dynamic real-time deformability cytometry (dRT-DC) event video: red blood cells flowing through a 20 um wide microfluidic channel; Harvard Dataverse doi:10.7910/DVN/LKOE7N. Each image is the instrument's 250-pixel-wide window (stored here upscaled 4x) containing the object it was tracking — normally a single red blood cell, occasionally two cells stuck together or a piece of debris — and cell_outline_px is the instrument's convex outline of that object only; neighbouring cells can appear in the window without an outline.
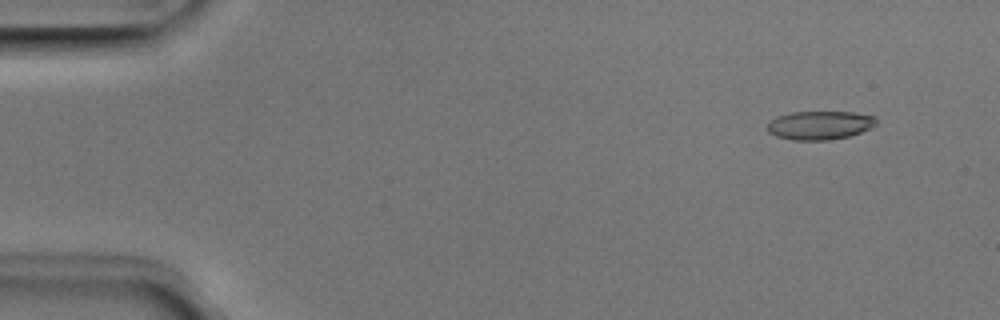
{"species": "Egyptian fruit bat (a non-hibernating species)", "species_latin": "Rousettus aegyptiacus", "temperature_condition": "room temperature", "stored_images_in_passage": 5, "camera_frame_rate_fps": 3000, "um_per_image_px": 0.085, "animal": {"sex": "male"}, "frame": {"image": 1, "passage_image": 2, "time_ms": 0.333, "image_size_px": [1000, 320], "cell_outline_px": [[876, 124], [872, 128], [848, 136], [828, 140], [792, 140], [776, 136], [768, 132], [768, 124], [776, 116], [792, 112], [852, 112], [876, 116]], "centroid_in_image_um": [69.69, 10.64], "position_along_channel_um": 15.3, "area_um2": 18.15}}
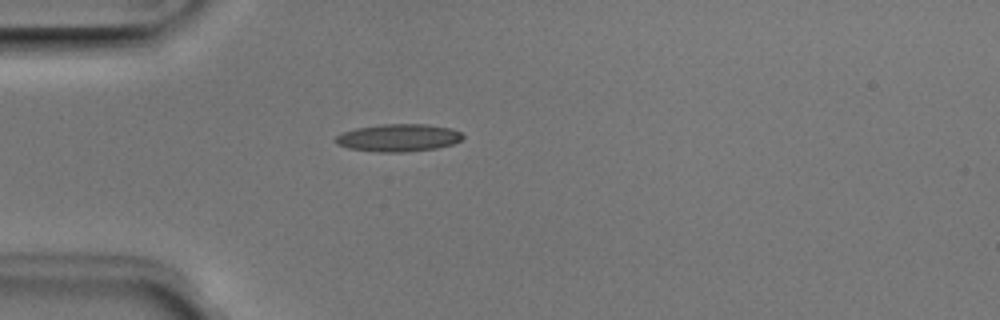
{"frame": {"image": 2, "passage_image": 5, "time_ms": 1.333, "image_size_px": [1000, 320], "cell_outline_px": [[464, 136], [460, 140], [452, 144], [436, 148], [404, 152], [380, 152], [348, 148], [336, 144], [332, 140], [336, 136], [344, 132], [356, 128], [380, 124], [428, 124], [452, 128], [460, 132]], "centroid_in_image_um": [33.84, 11.7], "position_along_channel_um": 51.2, "area_um2": 20.46}}